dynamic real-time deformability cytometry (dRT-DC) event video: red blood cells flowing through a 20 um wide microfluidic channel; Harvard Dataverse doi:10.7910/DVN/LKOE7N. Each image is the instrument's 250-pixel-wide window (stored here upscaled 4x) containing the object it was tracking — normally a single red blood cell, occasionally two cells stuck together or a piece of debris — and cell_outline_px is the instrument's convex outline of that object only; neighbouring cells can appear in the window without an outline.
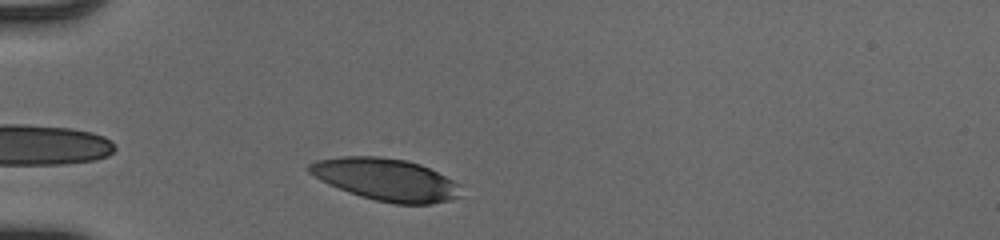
{"species": "human", "species_latin": "Homo sapiens", "temperature_condition": "cold", "stored_images_in_passage": 30, "camera_frame_rate_fps": 3000, "um_per_image_px": 0.085, "donor": {"sex": "male"}, "frame": {"image": 1, "passage_image": 2, "time_ms": 0.333, "image_size_px": [1000, 240], "cell_outline_px": [[460, 196], [448, 200], [432, 204], [392, 204], [360, 196], [348, 192], [328, 184], [320, 180], [308, 172], [304, 168], [308, 164], [316, 160], [340, 156], [380, 156], [408, 160], [420, 164], [460, 184]], "centroid_in_image_um": [32.75, 15.25], "position_along_channel_um": 52.3, "area_um2": 37.45}}
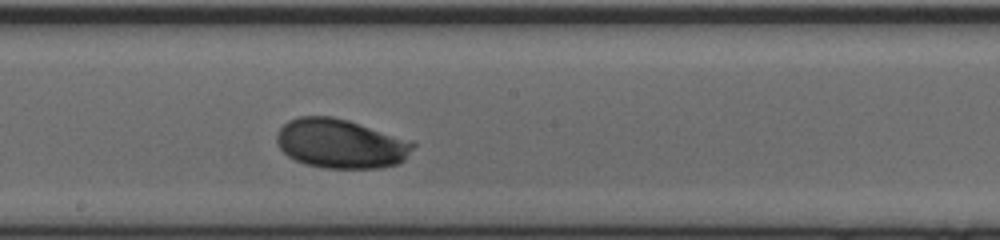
{"frame": {"image": 2, "passage_image": 16, "time_ms": 5.0, "image_size_px": [1000, 240], "cell_outline_px": [[416, 144], [404, 160], [400, 164], [380, 168], [324, 168], [304, 164], [288, 156], [276, 144], [276, 132], [288, 120], [300, 116], [332, 116], [348, 120], [416, 140]], "centroid_in_image_um": [29.0, 12.2], "position_along_channel_um": 219.2, "area_um2": 39.82}}
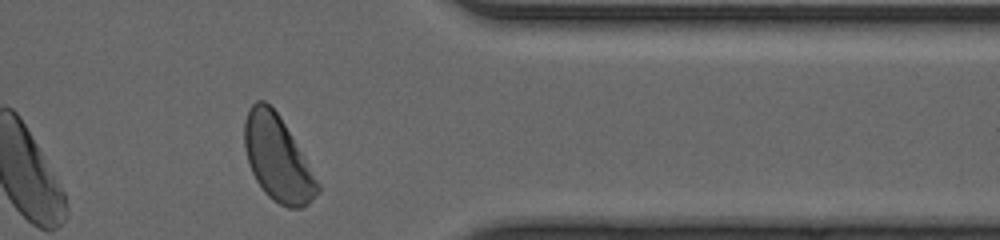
{"frame": {"image": 3, "passage_image": 29, "time_ms": 9.333, "image_size_px": [1000, 240], "cell_outline_px": [[320, 192], [308, 204], [300, 208], [288, 208], [272, 200], [264, 192], [256, 180], [248, 164], [244, 148], [244, 120], [252, 104], [256, 100], [264, 100], [280, 116], [320, 184]], "centroid_in_image_um": [23.58, 13.49], "position_along_channel_um": 387.8, "area_um2": 36.18}, "authors_computed_cell_mechanics": {"area_um2": 38.0613, "velocity_mm_per_s": 4.0848, "shape_relaxation_time_tau1_ms": 2.1077, "shape_relaxation_time_tau2_ms": null, "deformation_change_tau1": 0.1313, "deformation_change_tau2": null}}